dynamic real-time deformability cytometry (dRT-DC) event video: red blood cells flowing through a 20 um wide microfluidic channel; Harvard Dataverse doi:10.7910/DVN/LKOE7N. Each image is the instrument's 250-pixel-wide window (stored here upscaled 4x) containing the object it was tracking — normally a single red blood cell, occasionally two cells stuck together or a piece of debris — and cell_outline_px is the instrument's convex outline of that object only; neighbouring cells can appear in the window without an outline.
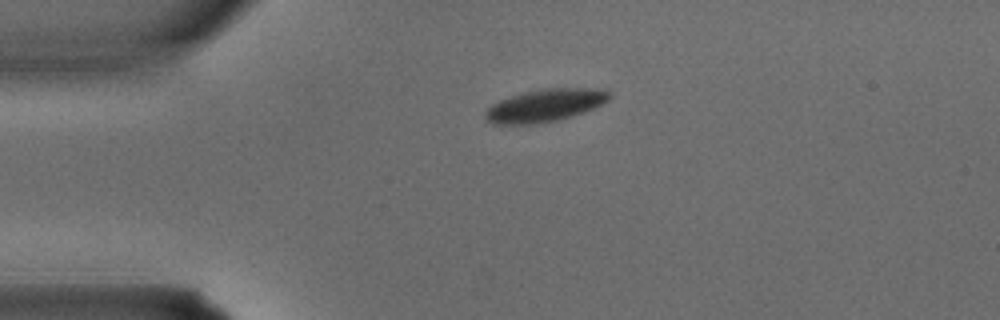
{"species": "common noctule bat (a hibernating species)", "species_latin": "Nyctalus noctula", "temperature_condition": "warm", "stored_images_in_passage": 1, "camera_frame_rate_fps": 3000, "um_per_image_px": 0.085, "animal": {"sex": "male", "body_mass_g": 15.6}, "frame": {"image": 1, "passage_image": 1, "time_ms": 0.0, "image_size_px": [1000, 320], "cell_outline_px": [[612, 96], [608, 100], [584, 112], [572, 116], [556, 120], [536, 124], [496, 124], [484, 120], [484, 112], [492, 104], [500, 100], [524, 92], [544, 88], [604, 88], [612, 92]], "centroid_in_image_um": [46.34, 8.95], "position_along_channel_um": 38.7, "area_um2": 23.64}}